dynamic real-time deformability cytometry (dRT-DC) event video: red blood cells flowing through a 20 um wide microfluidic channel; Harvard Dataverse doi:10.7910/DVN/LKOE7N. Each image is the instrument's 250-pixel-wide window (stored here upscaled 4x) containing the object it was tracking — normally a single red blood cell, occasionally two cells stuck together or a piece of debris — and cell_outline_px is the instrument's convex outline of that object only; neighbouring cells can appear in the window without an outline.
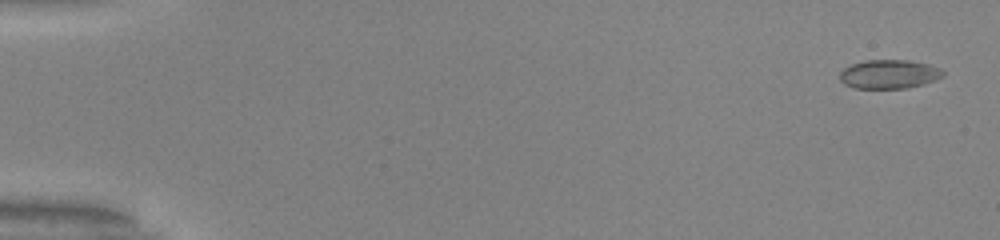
{"species": "common noctule bat (a hibernating species)", "species_latin": "Nyctalus noctula", "temperature_condition": "warm", "stored_images_in_passage": 53, "camera_frame_rate_fps": 3000, "um_per_image_px": 0.085, "animal": {"sex": "male", "body_mass_g": 20.0, "forearm_length_mm": 53.3}, "frame": {"image": 1, "passage_image": 2, "time_ms": 0.333, "image_size_px": [1000, 240], "cell_outline_px": [[944, 76], [936, 80], [924, 84], [908, 88], [852, 88], [844, 84], [840, 80], [840, 72], [844, 68], [852, 64], [864, 60], [908, 60], [928, 64], [940, 68], [944, 72]], "centroid_in_image_um": [75.58, 6.31], "position_along_channel_um": 9.4, "area_um2": 17.51}}
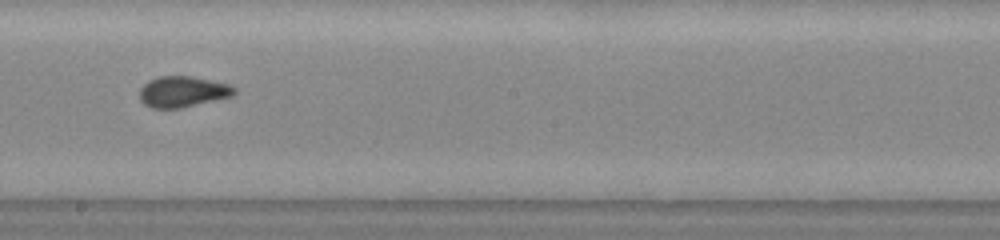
{"frame": {"image": 2, "passage_image": 31, "time_ms": 10.0, "image_size_px": [1000, 240], "cell_outline_px": [[236, 92], [232, 96], [180, 108], [152, 108], [144, 104], [140, 100], [140, 88], [148, 80], [160, 76], [192, 76], [228, 84], [236, 88]], "centroid_in_image_um": [15.51, 7.79], "position_along_channel_um": 232.7, "area_um2": 16.99}}
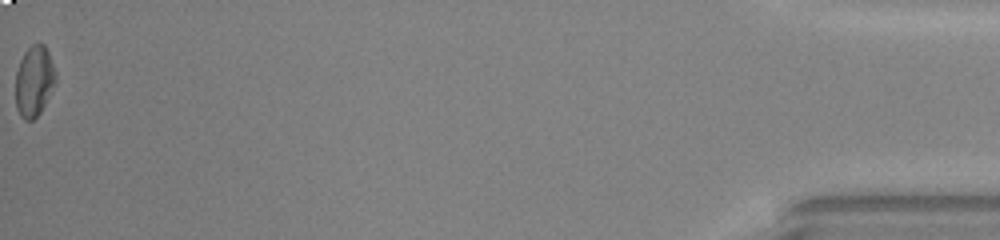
{"frame": {"image": 3, "passage_image": 53, "time_ms": 17.333, "image_size_px": [1000, 240], "cell_outline_px": [[56, 80], [40, 112], [32, 120], [24, 120], [20, 116], [16, 108], [16, 72], [20, 60], [24, 52], [32, 44], [44, 44], [48, 52], [56, 72]], "centroid_in_image_um": [2.89, 6.89], "position_along_channel_um": 432.3, "area_um2": 16.3}, "authors_computed_cell_mechanics": {"area_um2": 17.051, "velocity_mm_per_s": 3.9996, "shape_relaxation_time_tau1_ms": null, "shape_relaxation_time_tau2_ms": 1.0661, "deformation_change_tau1": null, "deformation_change_tau2": 0.0554}}